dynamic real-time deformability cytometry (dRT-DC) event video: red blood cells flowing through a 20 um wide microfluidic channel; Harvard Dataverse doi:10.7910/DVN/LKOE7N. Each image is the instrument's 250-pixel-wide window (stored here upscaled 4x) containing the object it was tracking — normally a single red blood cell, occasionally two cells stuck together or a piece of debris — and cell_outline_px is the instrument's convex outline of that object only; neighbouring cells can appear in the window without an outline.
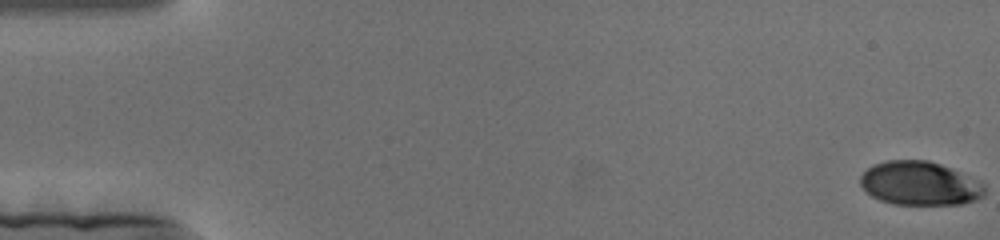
{"species": "human", "species_latin": "Homo sapiens", "temperature_condition": "cold", "stored_images_in_passage": 176, "camera_frame_rate_fps": 3000, "um_per_image_px": 0.085, "donor": {"sex": "female"}, "frame": {"image": 1, "passage_image": 1, "time_ms": 0.0, "image_size_px": [1000, 240], "cell_outline_px": [[984, 196], [976, 200], [960, 204], [892, 204], [880, 200], [872, 196], [860, 184], [860, 176], [872, 164], [888, 160], [928, 160], [940, 164], [984, 184]], "centroid_in_image_um": [78.14, 15.59], "position_along_channel_um": 6.9, "area_um2": 31.39}}
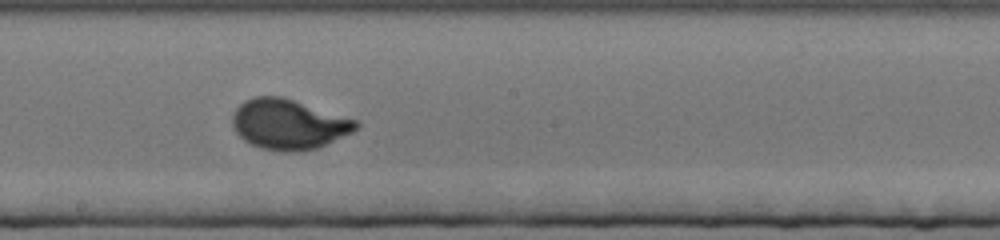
{"frame": {"image": 2, "passage_image": 98, "time_ms": 32.333, "image_size_px": [1000, 240], "cell_outline_px": [[360, 128], [352, 132], [316, 148], [300, 152], [280, 152], [260, 148], [244, 140], [236, 132], [232, 124], [232, 112], [244, 100], [256, 96], [284, 96], [356, 120], [360, 124]], "centroid_in_image_um": [24.51, 10.56], "position_along_channel_um": 223.7, "area_um2": 36.3}}
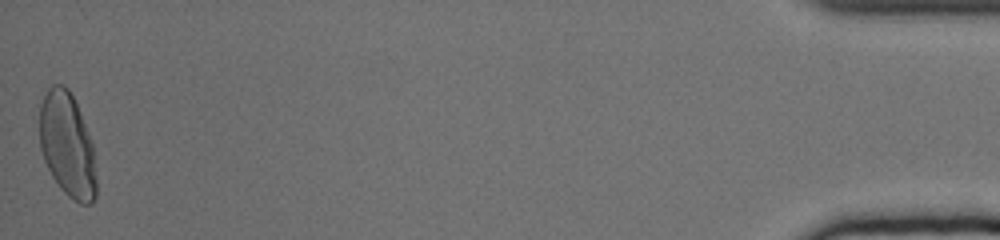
{"frame": {"image": 3, "passage_image": 175, "time_ms": 58.0, "image_size_px": [1000, 240], "cell_outline_px": [[96, 196], [92, 204], [80, 204], [68, 196], [60, 188], [52, 176], [44, 160], [40, 148], [40, 104], [48, 88], [52, 84], [64, 84], [68, 88], [80, 112], [92, 144], [96, 180]], "centroid_in_image_um": [5.71, 12.33], "position_along_channel_um": 429.5, "area_um2": 34.33}}